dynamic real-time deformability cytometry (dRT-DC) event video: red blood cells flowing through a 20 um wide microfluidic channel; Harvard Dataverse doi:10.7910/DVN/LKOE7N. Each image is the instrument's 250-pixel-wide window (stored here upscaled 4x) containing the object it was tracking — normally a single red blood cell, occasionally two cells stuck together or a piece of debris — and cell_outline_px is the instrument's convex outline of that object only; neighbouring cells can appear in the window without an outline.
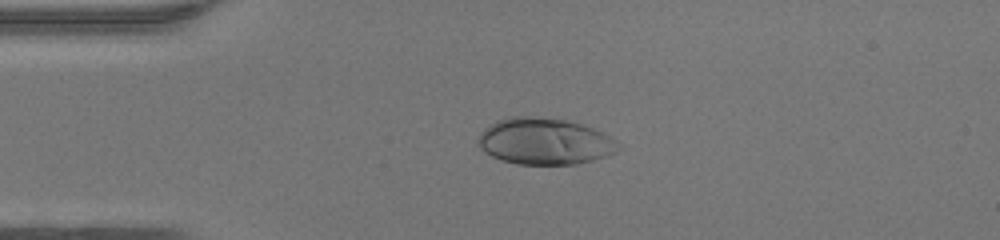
{"species": "human", "species_latin": "Homo sapiens", "temperature_condition": "warm", "stored_images_in_passage": 37, "camera_frame_rate_fps": 3000, "um_per_image_px": 0.085, "donor": {"sex": "female"}, "frame": {"image": 1, "passage_image": 1, "time_ms": 0.0, "image_size_px": [1000, 240], "cell_outline_px": [[620, 148], [616, 152], [608, 156], [576, 164], [516, 164], [500, 160], [484, 152], [476, 144], [476, 140], [480, 132], [484, 128], [496, 120], [508, 116], [532, 116], [564, 120], [580, 124], [604, 132], [616, 140]], "centroid_in_image_um": [46.25, 12.01], "position_along_channel_um": 38.7, "area_um2": 38.32}}
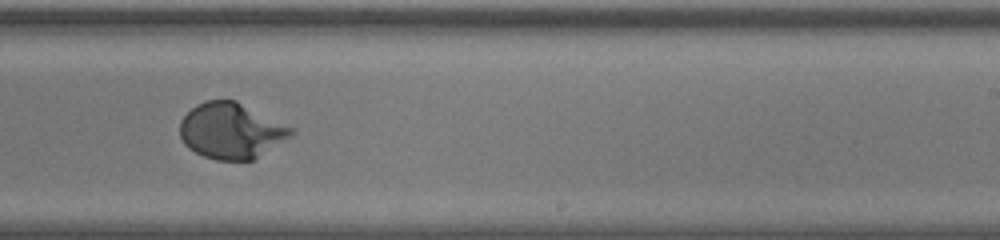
{"frame": {"image": 2, "passage_image": 19, "time_ms": 6.0, "image_size_px": [1000, 240], "cell_outline_px": [[296, 132], [292, 136], [252, 160], [216, 160], [204, 156], [188, 148], [184, 144], [180, 136], [180, 120], [196, 104], [208, 100], [236, 100], [292, 128]], "centroid_in_image_um": [19.63, 11.12], "position_along_channel_um": 269.4, "area_um2": 35.89}}
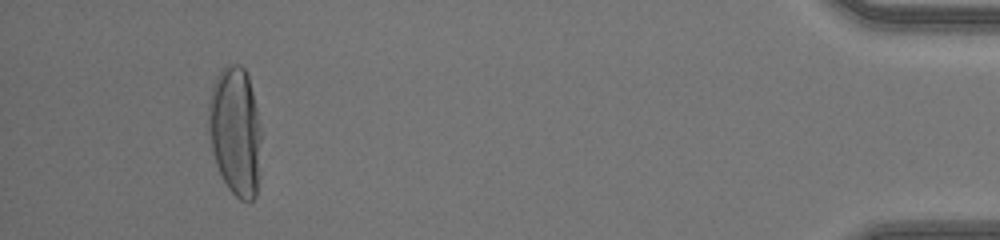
{"frame": {"image": 3, "passage_image": 34, "time_ms": 11.0, "image_size_px": [1000, 240], "cell_outline_px": [[260, 176], [256, 196], [252, 200], [240, 200], [228, 188], [216, 164], [212, 152], [208, 132], [208, 100], [212, 84], [216, 76], [228, 64], [240, 64], [244, 68], [248, 76], [256, 108], [260, 128]], "centroid_in_image_um": [19.99, 11.16], "position_along_channel_um": 415.2, "area_um2": 39.88}, "authors_computed_cell_mechanics": {"area_um2": 36.2406, "velocity_mm_per_s": 4.3643, "shape_relaxation_time_tau1_ms": 3.0394, "shape_relaxation_time_tau2_ms": null, "deformation_change_tau1": 0.2354, "deformation_change_tau2": null}}